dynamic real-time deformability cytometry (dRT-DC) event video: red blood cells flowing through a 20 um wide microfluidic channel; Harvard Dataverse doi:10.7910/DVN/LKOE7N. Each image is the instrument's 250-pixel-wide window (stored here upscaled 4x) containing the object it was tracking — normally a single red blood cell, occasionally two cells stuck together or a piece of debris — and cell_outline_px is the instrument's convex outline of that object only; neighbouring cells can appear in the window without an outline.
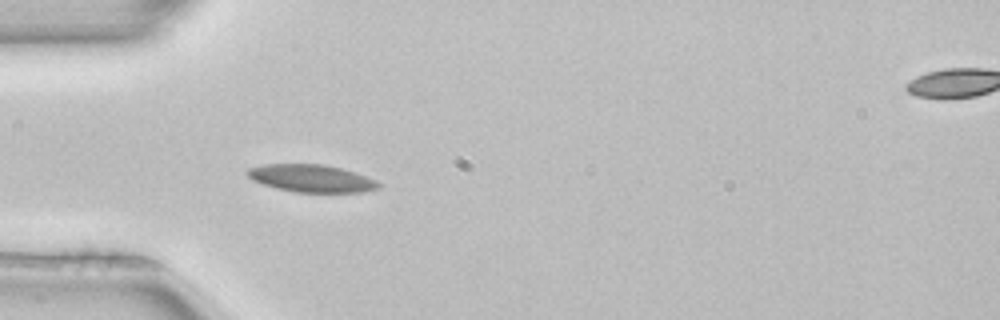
{"species": "common noctule bat (a hibernating species)", "species_latin": "Nyctalus noctula", "temperature_condition": "room temperature", "stored_images_in_passage": 39, "camera_frame_rate_fps": 3000, "um_per_image_px": 0.085, "animal": {"sex": "female", "body_mass_g": 22.7, "forearm_length_mm": 54.2}, "frame": {"image": 1, "passage_image": 6, "time_ms": 1.667, "image_size_px": [1000, 320], "cell_outline_px": [[380, 188], [360, 192], [296, 192], [276, 188], [252, 180], [244, 172], [248, 168], [264, 164], [324, 164], [356, 172], [376, 180], [380, 184]], "centroid_in_image_um": [26.45, 15.15], "position_along_channel_um": 58.5, "area_um2": 21.04}, "authors_computed_cell_mechanics": {"area_um2": 20.1722, "velocity_mm_per_s": 3.9902, "shape_relaxation_time_tau1_ms": null, "shape_relaxation_time_tau2_ms": 1.9249, "deformation_change_tau1": null, "deformation_change_tau2": 0.0316}}